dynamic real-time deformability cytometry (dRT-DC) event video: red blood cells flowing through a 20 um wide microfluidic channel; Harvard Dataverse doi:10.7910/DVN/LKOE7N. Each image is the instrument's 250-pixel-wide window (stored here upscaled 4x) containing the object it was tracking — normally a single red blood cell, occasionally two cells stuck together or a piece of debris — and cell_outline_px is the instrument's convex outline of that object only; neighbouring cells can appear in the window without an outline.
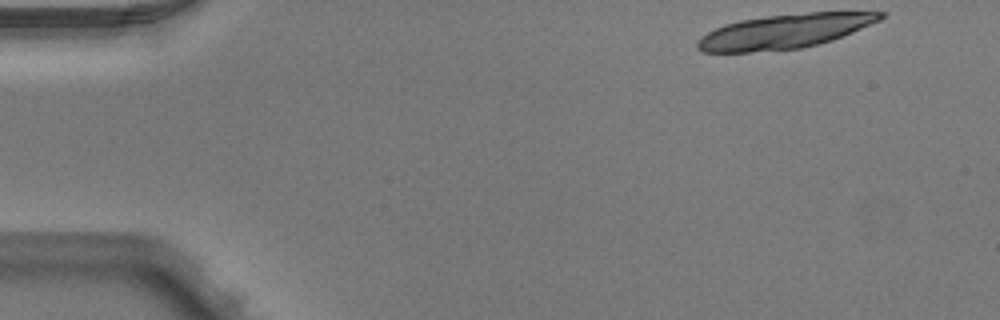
{"species": "Egyptian fruit bat (a non-hibernating species)", "species_latin": "Rousettus aegyptiacus", "temperature_condition": "warm", "stored_images_in_passage": 4, "camera_frame_rate_fps": 3000, "um_per_image_px": 0.085, "animal": {"sex": "male"}, "frame": {"image": 1, "passage_image": 1, "time_ms": 0.0, "image_size_px": [1000, 320], "cell_outline_px": [[884, 16], [880, 20], [852, 32], [832, 40], [820, 44], [804, 48], [752, 52], [700, 52], [696, 48], [696, 44], [708, 32], [724, 24], [740, 20], [768, 16], [808, 12], [884, 12]], "centroid_in_image_um": [66.68, 2.67], "position_along_channel_um": 18.3, "area_um2": 36.36}}